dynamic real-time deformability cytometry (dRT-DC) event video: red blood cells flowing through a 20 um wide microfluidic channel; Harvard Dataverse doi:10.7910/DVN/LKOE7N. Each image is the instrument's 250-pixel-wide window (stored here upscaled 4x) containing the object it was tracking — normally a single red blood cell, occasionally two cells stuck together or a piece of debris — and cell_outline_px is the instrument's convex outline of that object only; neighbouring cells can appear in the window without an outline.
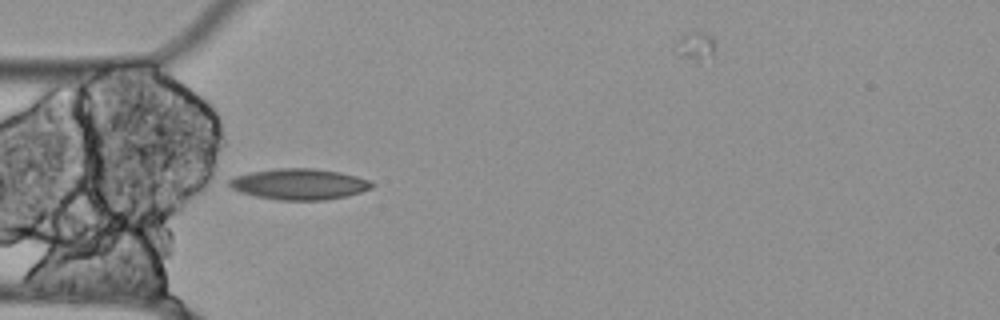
{"species": "Egyptian fruit bat (a non-hibernating species)", "species_latin": "Rousettus aegyptiacus", "temperature_condition": "cold", "stored_images_in_passage": 37, "camera_frame_rate_fps": 3000, "um_per_image_px": 0.085, "animal": {"sex": "female"}, "frame": {"image": 1, "passage_image": 1, "time_ms": 0.0, "image_size_px": [1000, 320], "cell_outline_px": [[376, 184], [372, 188], [360, 192], [344, 196], [324, 200], [280, 200], [256, 196], [240, 192], [232, 188], [228, 184], [228, 180], [232, 176], [252, 172], [276, 168], [312, 168], [340, 172], [356, 176], [368, 180]], "centroid_in_image_um": [25.42, 15.64], "position_along_channel_um": 59.6, "area_um2": 25.66}}
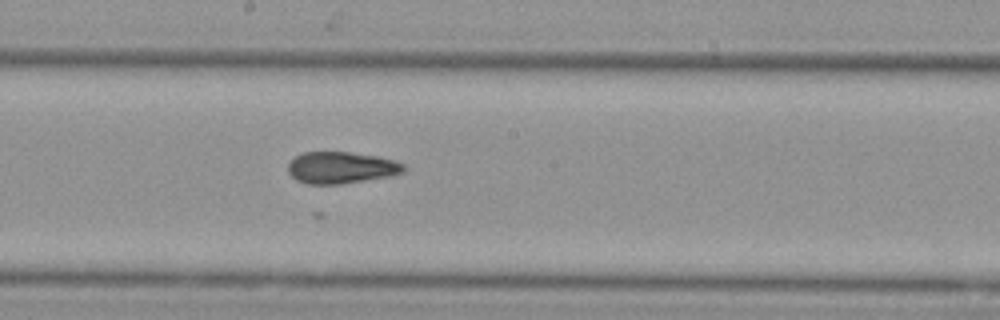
{"frame": {"image": 2, "passage_image": 14, "time_ms": 4.333, "image_size_px": [1000, 320], "cell_outline_px": [[408, 168], [404, 172], [392, 176], [340, 184], [308, 184], [296, 180], [288, 172], [288, 164], [296, 156], [304, 152], [348, 152], [376, 156], [396, 160], [404, 164]], "centroid_in_image_um": [29.04, 14.25], "position_along_channel_um": 219.2, "area_um2": 21.5}}
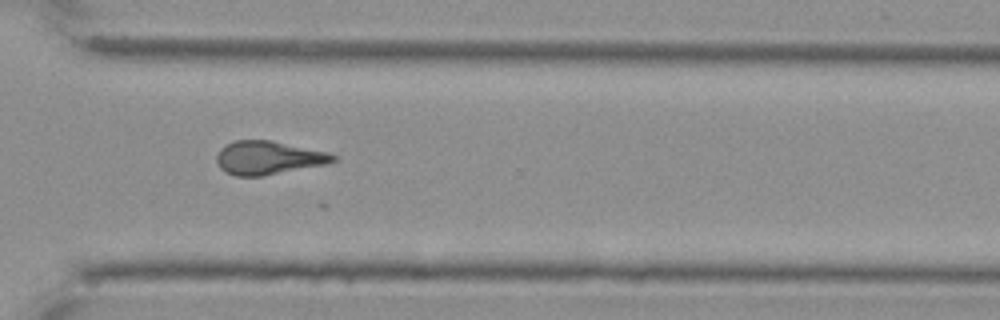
{"frame": {"image": 3, "passage_image": 25, "time_ms": 8.0, "image_size_px": [1000, 320], "cell_outline_px": [[340, 156], [336, 160], [328, 164], [264, 176], [236, 176], [220, 168], [216, 160], [216, 156], [220, 148], [236, 140], [272, 140], [328, 152]], "centroid_in_image_um": [22.86, 13.41], "position_along_channel_um": 347.7, "area_um2": 22.89}}